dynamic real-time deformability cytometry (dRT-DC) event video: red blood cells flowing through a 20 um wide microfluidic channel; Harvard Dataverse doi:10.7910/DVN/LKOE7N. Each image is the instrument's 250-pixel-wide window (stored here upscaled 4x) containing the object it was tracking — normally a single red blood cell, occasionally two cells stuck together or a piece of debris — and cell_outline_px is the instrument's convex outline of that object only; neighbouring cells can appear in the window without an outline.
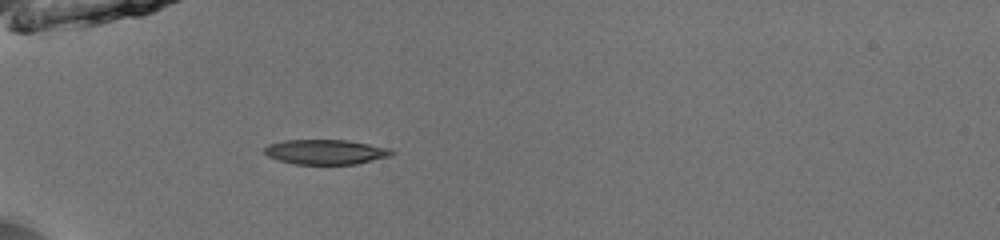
{"species": "common noctule bat (a hibernating species)", "species_latin": "Nyctalus noctula", "temperature_condition": "room temperature", "stored_images_in_passage": 35, "camera_frame_rate_fps": 3000, "um_per_image_px": 0.085, "animal": {"sex": "male", "body_mass_g": 13.0, "forearm_length_mm": 53.1}, "frame": {"image": 1, "passage_image": 1, "time_ms": 0.0, "image_size_px": [1000, 240], "cell_outline_px": [[396, 152], [392, 156], [356, 164], [296, 164], [280, 160], [268, 156], [264, 152], [264, 148], [268, 144], [284, 140], [348, 140], [388, 148]], "centroid_in_image_um": [27.7, 12.91], "position_along_channel_um": 57.3, "area_um2": 18.38}}
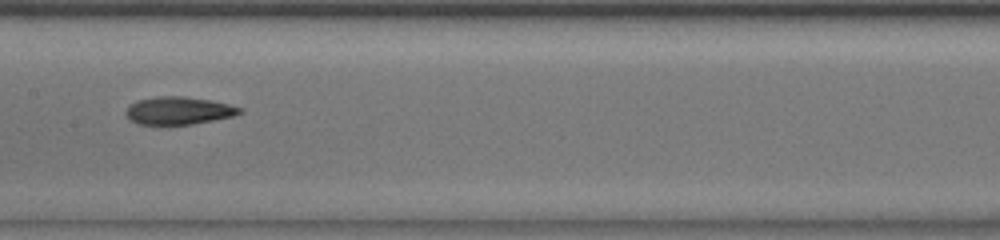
{"frame": {"image": 2, "passage_image": 12, "time_ms": 3.667, "image_size_px": [1000, 240], "cell_outline_px": [[244, 112], [232, 116], [192, 124], [140, 124], [132, 120], [124, 112], [136, 100], [156, 96], [184, 96], [212, 100], [244, 108]], "centroid_in_image_um": [15.22, 9.38], "position_along_channel_um": 192.2, "area_um2": 18.26}}
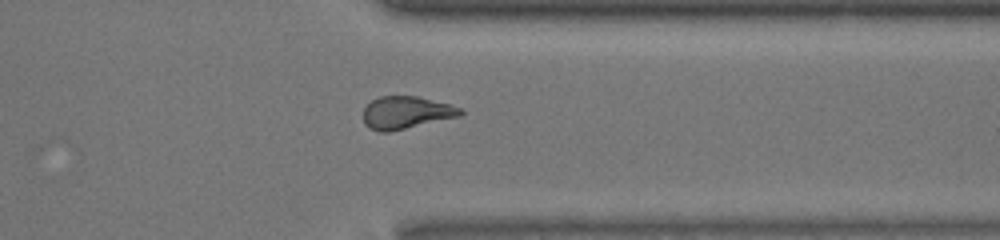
{"frame": {"image": 3, "passage_image": 26, "time_ms": 8.333, "image_size_px": [1000, 240], "cell_outline_px": [[464, 112], [460, 116], [388, 132], [380, 132], [368, 128], [364, 124], [364, 108], [372, 100], [380, 96], [416, 96], [452, 104], [460, 108]], "centroid_in_image_um": [34.52, 9.57], "position_along_channel_um": 376.9, "area_um2": 18.38}, "authors_computed_cell_mechanics": {"area_um2": 18.3804, "velocity_mm_per_s": 3.969, "shape_relaxation_time_tau1_ms": 4.6497, "shape_relaxation_time_tau2_ms": 4.9084, "deformation_change_tau1": 0.1666, "deformation_change_tau2": 0.11}}